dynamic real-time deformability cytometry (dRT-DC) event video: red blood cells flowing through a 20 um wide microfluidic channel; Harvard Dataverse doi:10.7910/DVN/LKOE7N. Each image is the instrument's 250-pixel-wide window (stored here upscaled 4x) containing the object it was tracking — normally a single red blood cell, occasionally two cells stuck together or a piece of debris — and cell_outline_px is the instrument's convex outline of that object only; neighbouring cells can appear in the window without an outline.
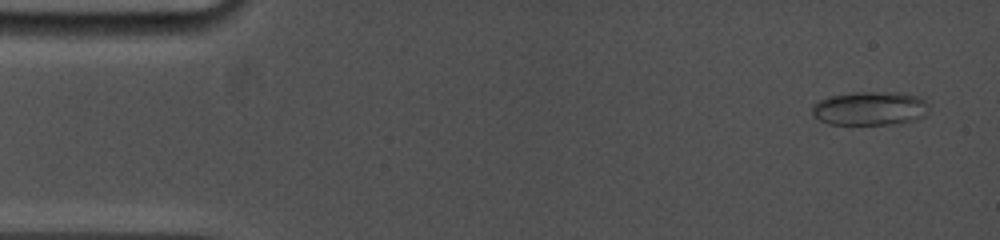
{"species": "common noctule bat (a hibernating species)", "species_latin": "Nyctalus noctula", "temperature_condition": "cold", "stored_images_in_passage": 7, "camera_frame_rate_fps": 5000, "um_per_image_px": 0.085, "animal": {"sex": "female", "body_mass_g": 19.0, "forearm_length_mm": 53.3}, "frame": {"image": 1, "passage_image": 1, "time_ms": 0.0, "image_size_px": [1000, 240], "cell_outline_px": [[928, 112], [924, 116], [916, 120], [900, 124], [828, 124], [820, 120], [812, 112], [812, 108], [820, 100], [828, 96], [852, 92], [900, 92], [916, 96], [924, 100], [928, 104]], "centroid_in_image_um": [73.99, 9.21], "position_along_channel_um": 11.0, "area_um2": 23.12}}
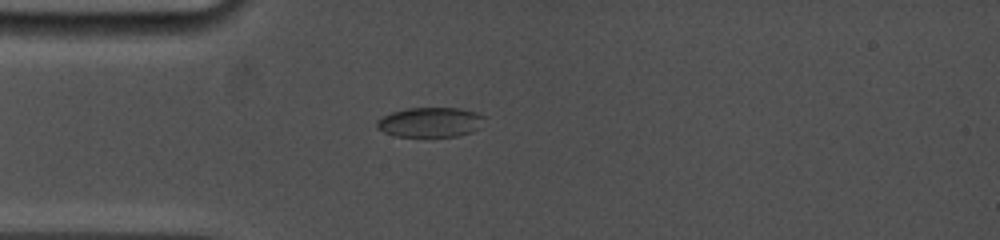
{"frame": {"image": 2, "passage_image": 5, "time_ms": 3.6, "image_size_px": [1000, 240], "cell_outline_px": [[484, 116], [480, 128], [472, 132], [456, 136], [396, 136], [384, 132], [376, 128], [376, 120], [392, 112], [408, 108], [460, 108], [476, 112]], "centroid_in_image_um": [36.57, 10.38], "position_along_channel_um": 48.4, "area_um2": 18.61}}
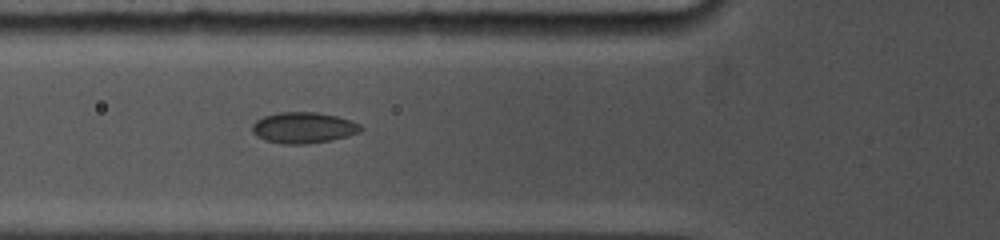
{"frame": {"image": 3, "passage_image": 7, "time_ms": 5.2, "image_size_px": [1000, 240], "cell_outline_px": [[364, 128], [360, 132], [348, 136], [332, 140], [308, 144], [284, 144], [264, 140], [256, 136], [252, 132], [252, 124], [256, 120], [264, 116], [280, 112], [316, 112], [336, 116], [352, 120], [360, 124]], "centroid_in_image_um": [25.81, 10.86], "position_along_channel_um": 100.0, "area_um2": 19.83}}